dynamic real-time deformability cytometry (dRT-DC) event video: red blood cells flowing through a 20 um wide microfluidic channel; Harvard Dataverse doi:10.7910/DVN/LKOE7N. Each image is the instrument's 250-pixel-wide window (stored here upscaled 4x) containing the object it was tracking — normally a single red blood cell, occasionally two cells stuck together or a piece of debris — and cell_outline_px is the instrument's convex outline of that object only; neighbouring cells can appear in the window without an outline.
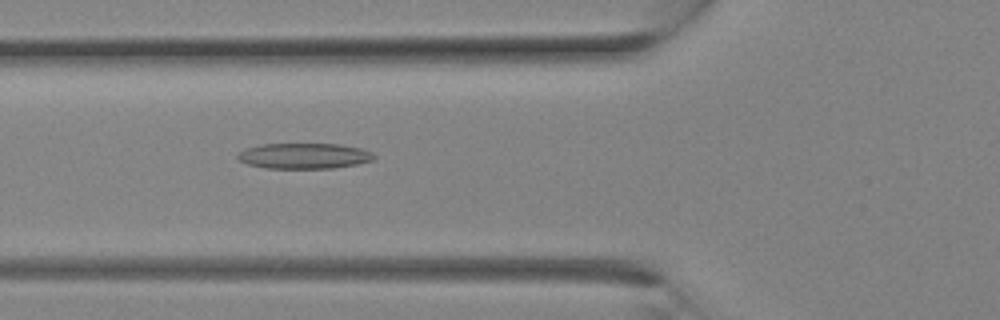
{"species": "Egyptian fruit bat (a non-hibernating species)", "species_latin": "Rousettus aegyptiacus", "temperature_condition": "room temperature", "stored_images_in_passage": 3, "camera_frame_rate_fps": 3000, "um_per_image_px": 0.085, "animal": {"sex": "female"}, "frame": {"image": 1, "passage_image": 3, "time_ms": 0.667, "image_size_px": [1000, 320], "cell_outline_px": [[376, 160], [356, 164], [332, 168], [264, 168], [248, 164], [240, 160], [236, 156], [244, 148], [260, 144], [340, 144], [360, 148], [372, 152], [376, 156]], "centroid_in_image_um": [25.86, 13.25], "position_along_channel_um": 99.9, "area_um2": 20.4}}